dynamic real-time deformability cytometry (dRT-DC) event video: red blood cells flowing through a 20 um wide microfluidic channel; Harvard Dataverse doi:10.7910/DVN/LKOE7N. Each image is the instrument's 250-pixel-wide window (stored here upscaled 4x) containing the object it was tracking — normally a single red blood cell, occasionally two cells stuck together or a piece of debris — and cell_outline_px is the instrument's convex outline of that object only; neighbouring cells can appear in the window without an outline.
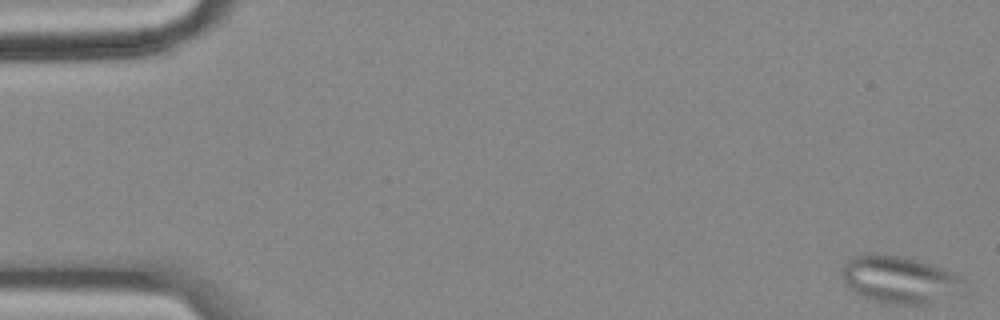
{"species": "common noctule bat (a hibernating species)", "species_latin": "Nyctalus noctula", "temperature_condition": "cold", "stored_images_in_passage": 57, "camera_frame_rate_fps": 3000, "um_per_image_px": 0.085, "animal": {"sex": "female", "body_mass_g": 18.4}, "frame": {"image": 1, "passage_image": 1, "time_ms": 0.0, "image_size_px": [1000, 320], "cell_outline_px": [[964, 280], [928, 304], [888, 304], [872, 300], [856, 292], [844, 284], [840, 272], [844, 264], [852, 256], [872, 252], [904, 256], [932, 264], [944, 268], [952, 272]], "centroid_in_image_um": [76.24, 23.7], "position_along_channel_um": 8.8, "area_um2": 32.54}}
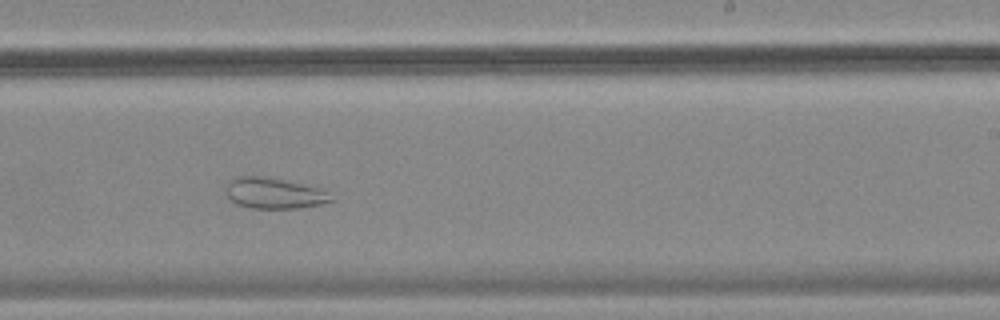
{"frame": {"image": 2, "passage_image": 35, "time_ms": 11.333, "image_size_px": [1000, 320], "cell_outline_px": [[336, 200], [320, 204], [300, 208], [252, 208], [236, 204], [224, 192], [224, 188], [228, 180], [236, 176], [276, 176], [320, 188], [328, 192]], "centroid_in_image_um": [23.29, 16.39], "position_along_channel_um": 265.7, "area_um2": 19.59}}
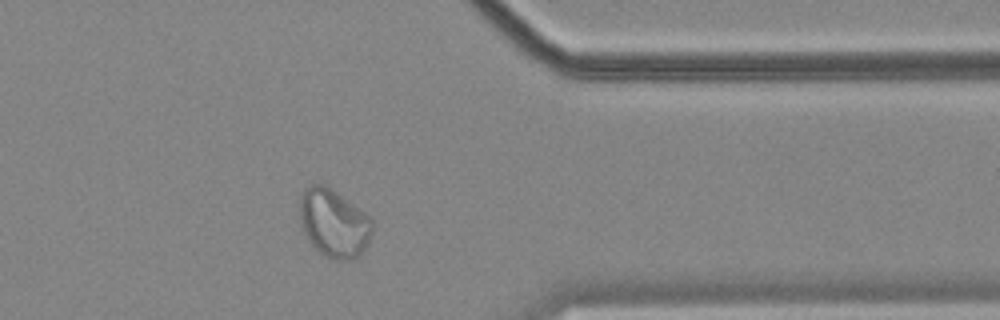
{"frame": {"image": 3, "passage_image": 46, "time_ms": 15.0, "image_size_px": [1000, 320], "cell_outline_px": [[372, 232], [368, 244], [360, 256], [352, 260], [336, 260], [320, 252], [308, 240], [304, 232], [300, 220], [300, 196], [304, 188], [312, 184], [324, 184], [336, 192], [364, 212], [372, 220]], "centroid_in_image_um": [28.38, 18.97], "position_along_channel_um": 383.0, "area_um2": 28.67}, "authors_computed_cell_mechanics": {"area_um2": 29.3046, "velocity_mm_per_s": 3.5059, "shape_relaxation_time_tau1_ms": null, "shape_relaxation_time_tau2_ms": 1.9122, "deformation_change_tau1": null, "deformation_change_tau2": 0.0576}}